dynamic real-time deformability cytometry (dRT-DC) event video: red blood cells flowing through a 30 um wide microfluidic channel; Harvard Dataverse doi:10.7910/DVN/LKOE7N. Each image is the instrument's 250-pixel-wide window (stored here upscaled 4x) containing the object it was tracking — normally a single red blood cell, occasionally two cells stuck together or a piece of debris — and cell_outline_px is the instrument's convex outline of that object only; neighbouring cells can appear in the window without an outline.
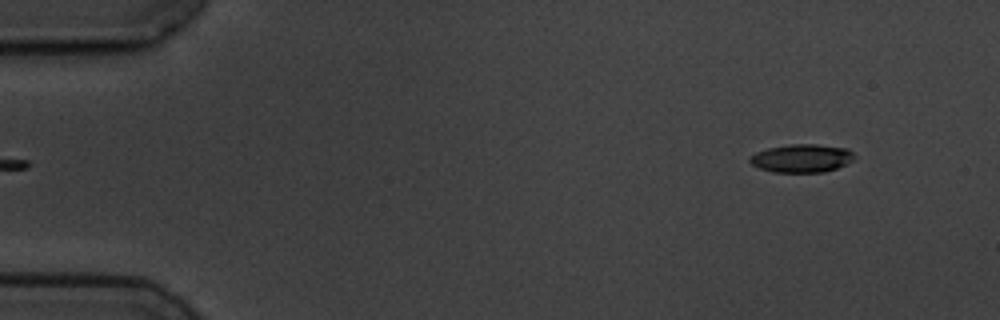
{"species": "common noctule bat (a hibernating species)", "species_latin": "Nyctalus noctula", "temperature_condition": "cold", "stored_images_in_passage": 3, "camera_frame_rate_fps": 3000, "um_per_image_px": 0.085, "animal": {"sex": "male", "body_mass_g": 19.5, "forearm_length_mm": 54.6}, "frame": {"image": 1, "passage_image": 3, "time_ms": 2.333, "image_size_px": [1000, 320], "cell_outline_px": [[856, 156], [852, 160], [836, 168], [824, 172], [772, 172], [760, 168], [752, 164], [748, 160], [748, 156], [756, 152], [768, 148], [792, 144], [816, 144], [848, 148]], "centroid_in_image_um": [68.12, 13.45], "position_along_channel_um": 16.9, "area_um2": 17.17}}